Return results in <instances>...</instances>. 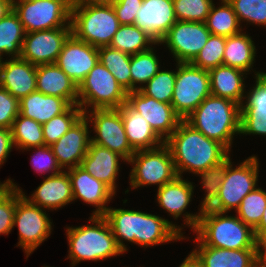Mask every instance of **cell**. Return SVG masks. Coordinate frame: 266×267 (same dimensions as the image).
Here are the masks:
<instances>
[{
	"instance_id": "cell-16",
	"label": "cell",
	"mask_w": 266,
	"mask_h": 267,
	"mask_svg": "<svg viewBox=\"0 0 266 267\" xmlns=\"http://www.w3.org/2000/svg\"><path fill=\"white\" fill-rule=\"evenodd\" d=\"M98 61V48L71 34L64 42L55 63L79 86Z\"/></svg>"
},
{
	"instance_id": "cell-18",
	"label": "cell",
	"mask_w": 266,
	"mask_h": 267,
	"mask_svg": "<svg viewBox=\"0 0 266 267\" xmlns=\"http://www.w3.org/2000/svg\"><path fill=\"white\" fill-rule=\"evenodd\" d=\"M193 183L177 176L173 181L164 184L157 189V202L162 209H165L169 216L172 215L173 219H178L183 214L184 221L188 227L194 231L198 225L202 208L199 213L190 214L186 211L189 203L193 197L194 190Z\"/></svg>"
},
{
	"instance_id": "cell-54",
	"label": "cell",
	"mask_w": 266,
	"mask_h": 267,
	"mask_svg": "<svg viewBox=\"0 0 266 267\" xmlns=\"http://www.w3.org/2000/svg\"><path fill=\"white\" fill-rule=\"evenodd\" d=\"M13 9L10 0H0V20Z\"/></svg>"
},
{
	"instance_id": "cell-34",
	"label": "cell",
	"mask_w": 266,
	"mask_h": 267,
	"mask_svg": "<svg viewBox=\"0 0 266 267\" xmlns=\"http://www.w3.org/2000/svg\"><path fill=\"white\" fill-rule=\"evenodd\" d=\"M156 41L135 25H120L114 34L110 47L134 55L149 50Z\"/></svg>"
},
{
	"instance_id": "cell-11",
	"label": "cell",
	"mask_w": 266,
	"mask_h": 267,
	"mask_svg": "<svg viewBox=\"0 0 266 267\" xmlns=\"http://www.w3.org/2000/svg\"><path fill=\"white\" fill-rule=\"evenodd\" d=\"M13 10L26 33L71 27V7L63 0L19 2L13 5Z\"/></svg>"
},
{
	"instance_id": "cell-48",
	"label": "cell",
	"mask_w": 266,
	"mask_h": 267,
	"mask_svg": "<svg viewBox=\"0 0 266 267\" xmlns=\"http://www.w3.org/2000/svg\"><path fill=\"white\" fill-rule=\"evenodd\" d=\"M19 100L0 87V127L11 129L19 114Z\"/></svg>"
},
{
	"instance_id": "cell-42",
	"label": "cell",
	"mask_w": 266,
	"mask_h": 267,
	"mask_svg": "<svg viewBox=\"0 0 266 267\" xmlns=\"http://www.w3.org/2000/svg\"><path fill=\"white\" fill-rule=\"evenodd\" d=\"M225 43L226 37L211 34L204 47L200 50L191 64L208 71L223 65Z\"/></svg>"
},
{
	"instance_id": "cell-10",
	"label": "cell",
	"mask_w": 266,
	"mask_h": 267,
	"mask_svg": "<svg viewBox=\"0 0 266 267\" xmlns=\"http://www.w3.org/2000/svg\"><path fill=\"white\" fill-rule=\"evenodd\" d=\"M176 81L171 105L175 113L185 120L211 94L208 70L191 63L176 64Z\"/></svg>"
},
{
	"instance_id": "cell-8",
	"label": "cell",
	"mask_w": 266,
	"mask_h": 267,
	"mask_svg": "<svg viewBox=\"0 0 266 267\" xmlns=\"http://www.w3.org/2000/svg\"><path fill=\"white\" fill-rule=\"evenodd\" d=\"M131 189L157 185L158 188L173 181L177 176L170 148L164 143L154 149L137 150L127 162Z\"/></svg>"
},
{
	"instance_id": "cell-22",
	"label": "cell",
	"mask_w": 266,
	"mask_h": 267,
	"mask_svg": "<svg viewBox=\"0 0 266 267\" xmlns=\"http://www.w3.org/2000/svg\"><path fill=\"white\" fill-rule=\"evenodd\" d=\"M36 71V65L22 58L1 59L0 87L20 101L37 90Z\"/></svg>"
},
{
	"instance_id": "cell-27",
	"label": "cell",
	"mask_w": 266,
	"mask_h": 267,
	"mask_svg": "<svg viewBox=\"0 0 266 267\" xmlns=\"http://www.w3.org/2000/svg\"><path fill=\"white\" fill-rule=\"evenodd\" d=\"M118 109L121 112L128 142L135 151L154 149L165 143L154 132L148 121L127 103Z\"/></svg>"
},
{
	"instance_id": "cell-19",
	"label": "cell",
	"mask_w": 266,
	"mask_h": 267,
	"mask_svg": "<svg viewBox=\"0 0 266 267\" xmlns=\"http://www.w3.org/2000/svg\"><path fill=\"white\" fill-rule=\"evenodd\" d=\"M88 119L83 115L57 142L50 147L61 169L80 166L87 154L91 137Z\"/></svg>"
},
{
	"instance_id": "cell-46",
	"label": "cell",
	"mask_w": 266,
	"mask_h": 267,
	"mask_svg": "<svg viewBox=\"0 0 266 267\" xmlns=\"http://www.w3.org/2000/svg\"><path fill=\"white\" fill-rule=\"evenodd\" d=\"M16 209V188L5 185L0 190V235H8L14 228L13 219Z\"/></svg>"
},
{
	"instance_id": "cell-56",
	"label": "cell",
	"mask_w": 266,
	"mask_h": 267,
	"mask_svg": "<svg viewBox=\"0 0 266 267\" xmlns=\"http://www.w3.org/2000/svg\"><path fill=\"white\" fill-rule=\"evenodd\" d=\"M66 2L71 8L76 6V0H63Z\"/></svg>"
},
{
	"instance_id": "cell-30",
	"label": "cell",
	"mask_w": 266,
	"mask_h": 267,
	"mask_svg": "<svg viewBox=\"0 0 266 267\" xmlns=\"http://www.w3.org/2000/svg\"><path fill=\"white\" fill-rule=\"evenodd\" d=\"M193 252L204 267H258L256 249L229 250L198 246Z\"/></svg>"
},
{
	"instance_id": "cell-23",
	"label": "cell",
	"mask_w": 266,
	"mask_h": 267,
	"mask_svg": "<svg viewBox=\"0 0 266 267\" xmlns=\"http://www.w3.org/2000/svg\"><path fill=\"white\" fill-rule=\"evenodd\" d=\"M176 21L173 0H143L134 25L159 43Z\"/></svg>"
},
{
	"instance_id": "cell-12",
	"label": "cell",
	"mask_w": 266,
	"mask_h": 267,
	"mask_svg": "<svg viewBox=\"0 0 266 267\" xmlns=\"http://www.w3.org/2000/svg\"><path fill=\"white\" fill-rule=\"evenodd\" d=\"M84 116L90 124H93L96 134L91 137V142L118 153L128 162L135 150L128 142L120 110L118 108L87 110Z\"/></svg>"
},
{
	"instance_id": "cell-39",
	"label": "cell",
	"mask_w": 266,
	"mask_h": 267,
	"mask_svg": "<svg viewBox=\"0 0 266 267\" xmlns=\"http://www.w3.org/2000/svg\"><path fill=\"white\" fill-rule=\"evenodd\" d=\"M83 115L84 112L78 105H71L64 113L43 124L45 145L51 146L57 142Z\"/></svg>"
},
{
	"instance_id": "cell-32",
	"label": "cell",
	"mask_w": 266,
	"mask_h": 267,
	"mask_svg": "<svg viewBox=\"0 0 266 267\" xmlns=\"http://www.w3.org/2000/svg\"><path fill=\"white\" fill-rule=\"evenodd\" d=\"M25 34L19 16L12 9L0 20V59L4 53L11 58H20Z\"/></svg>"
},
{
	"instance_id": "cell-20",
	"label": "cell",
	"mask_w": 266,
	"mask_h": 267,
	"mask_svg": "<svg viewBox=\"0 0 266 267\" xmlns=\"http://www.w3.org/2000/svg\"><path fill=\"white\" fill-rule=\"evenodd\" d=\"M72 186L73 198L81 199L83 202L95 206L96 210L92 215H103L108 201L116 195L106 184L97 180L86 172L81 166L66 170Z\"/></svg>"
},
{
	"instance_id": "cell-13",
	"label": "cell",
	"mask_w": 266,
	"mask_h": 267,
	"mask_svg": "<svg viewBox=\"0 0 266 267\" xmlns=\"http://www.w3.org/2000/svg\"><path fill=\"white\" fill-rule=\"evenodd\" d=\"M210 35L205 22L177 20L158 44L166 45L176 63H191Z\"/></svg>"
},
{
	"instance_id": "cell-49",
	"label": "cell",
	"mask_w": 266,
	"mask_h": 267,
	"mask_svg": "<svg viewBox=\"0 0 266 267\" xmlns=\"http://www.w3.org/2000/svg\"><path fill=\"white\" fill-rule=\"evenodd\" d=\"M143 0H116L112 6L120 25H134Z\"/></svg>"
},
{
	"instance_id": "cell-1",
	"label": "cell",
	"mask_w": 266,
	"mask_h": 267,
	"mask_svg": "<svg viewBox=\"0 0 266 267\" xmlns=\"http://www.w3.org/2000/svg\"><path fill=\"white\" fill-rule=\"evenodd\" d=\"M170 148L178 176L183 172L197 175L218 165L229 156V150L219 141L206 137L181 120L177 129L165 141Z\"/></svg>"
},
{
	"instance_id": "cell-26",
	"label": "cell",
	"mask_w": 266,
	"mask_h": 267,
	"mask_svg": "<svg viewBox=\"0 0 266 267\" xmlns=\"http://www.w3.org/2000/svg\"><path fill=\"white\" fill-rule=\"evenodd\" d=\"M37 91L65 99L70 105H78V86L56 63L37 66Z\"/></svg>"
},
{
	"instance_id": "cell-38",
	"label": "cell",
	"mask_w": 266,
	"mask_h": 267,
	"mask_svg": "<svg viewBox=\"0 0 266 267\" xmlns=\"http://www.w3.org/2000/svg\"><path fill=\"white\" fill-rule=\"evenodd\" d=\"M153 49L154 47L152 46L147 51L131 55V91L142 89L144 84L151 80L161 69L159 58Z\"/></svg>"
},
{
	"instance_id": "cell-24",
	"label": "cell",
	"mask_w": 266,
	"mask_h": 267,
	"mask_svg": "<svg viewBox=\"0 0 266 267\" xmlns=\"http://www.w3.org/2000/svg\"><path fill=\"white\" fill-rule=\"evenodd\" d=\"M21 193L30 203L45 210L53 211L74 201L71 181L66 170L45 177L31 197L26 196L22 190Z\"/></svg>"
},
{
	"instance_id": "cell-58",
	"label": "cell",
	"mask_w": 266,
	"mask_h": 267,
	"mask_svg": "<svg viewBox=\"0 0 266 267\" xmlns=\"http://www.w3.org/2000/svg\"><path fill=\"white\" fill-rule=\"evenodd\" d=\"M25 1H33V0H10L12 6H13L15 3L25 2Z\"/></svg>"
},
{
	"instance_id": "cell-55",
	"label": "cell",
	"mask_w": 266,
	"mask_h": 267,
	"mask_svg": "<svg viewBox=\"0 0 266 267\" xmlns=\"http://www.w3.org/2000/svg\"><path fill=\"white\" fill-rule=\"evenodd\" d=\"M99 4V0H76V5H93Z\"/></svg>"
},
{
	"instance_id": "cell-5",
	"label": "cell",
	"mask_w": 266,
	"mask_h": 267,
	"mask_svg": "<svg viewBox=\"0 0 266 267\" xmlns=\"http://www.w3.org/2000/svg\"><path fill=\"white\" fill-rule=\"evenodd\" d=\"M119 26L112 4L76 5L71 8L72 34L96 48L109 46Z\"/></svg>"
},
{
	"instance_id": "cell-57",
	"label": "cell",
	"mask_w": 266,
	"mask_h": 267,
	"mask_svg": "<svg viewBox=\"0 0 266 267\" xmlns=\"http://www.w3.org/2000/svg\"><path fill=\"white\" fill-rule=\"evenodd\" d=\"M116 0H99V4H113Z\"/></svg>"
},
{
	"instance_id": "cell-45",
	"label": "cell",
	"mask_w": 266,
	"mask_h": 267,
	"mask_svg": "<svg viewBox=\"0 0 266 267\" xmlns=\"http://www.w3.org/2000/svg\"><path fill=\"white\" fill-rule=\"evenodd\" d=\"M226 170V159L218 165L200 171L197 175L201 177V185L205 191V197L201 201L200 208H208L217 198Z\"/></svg>"
},
{
	"instance_id": "cell-25",
	"label": "cell",
	"mask_w": 266,
	"mask_h": 267,
	"mask_svg": "<svg viewBox=\"0 0 266 267\" xmlns=\"http://www.w3.org/2000/svg\"><path fill=\"white\" fill-rule=\"evenodd\" d=\"M120 160L126 162L118 153L90 142L87 154L80 166L94 178L106 184L116 194V179L120 170Z\"/></svg>"
},
{
	"instance_id": "cell-28",
	"label": "cell",
	"mask_w": 266,
	"mask_h": 267,
	"mask_svg": "<svg viewBox=\"0 0 266 267\" xmlns=\"http://www.w3.org/2000/svg\"><path fill=\"white\" fill-rule=\"evenodd\" d=\"M211 95L226 98L242 106L245 99V73L242 70L220 65L208 71Z\"/></svg>"
},
{
	"instance_id": "cell-52",
	"label": "cell",
	"mask_w": 266,
	"mask_h": 267,
	"mask_svg": "<svg viewBox=\"0 0 266 267\" xmlns=\"http://www.w3.org/2000/svg\"><path fill=\"white\" fill-rule=\"evenodd\" d=\"M179 267H204L202 261L199 257L192 251L188 256L183 260Z\"/></svg>"
},
{
	"instance_id": "cell-36",
	"label": "cell",
	"mask_w": 266,
	"mask_h": 267,
	"mask_svg": "<svg viewBox=\"0 0 266 267\" xmlns=\"http://www.w3.org/2000/svg\"><path fill=\"white\" fill-rule=\"evenodd\" d=\"M99 61L127 91H131V55L110 46L98 48Z\"/></svg>"
},
{
	"instance_id": "cell-7",
	"label": "cell",
	"mask_w": 266,
	"mask_h": 267,
	"mask_svg": "<svg viewBox=\"0 0 266 267\" xmlns=\"http://www.w3.org/2000/svg\"><path fill=\"white\" fill-rule=\"evenodd\" d=\"M231 156L226 158V170L215 201L208 209L218 212H230L241 204L243 198L253 191L257 185L259 162L257 156H250L235 168Z\"/></svg>"
},
{
	"instance_id": "cell-51",
	"label": "cell",
	"mask_w": 266,
	"mask_h": 267,
	"mask_svg": "<svg viewBox=\"0 0 266 267\" xmlns=\"http://www.w3.org/2000/svg\"><path fill=\"white\" fill-rule=\"evenodd\" d=\"M257 266L266 267V234L257 237L256 242Z\"/></svg>"
},
{
	"instance_id": "cell-31",
	"label": "cell",
	"mask_w": 266,
	"mask_h": 267,
	"mask_svg": "<svg viewBox=\"0 0 266 267\" xmlns=\"http://www.w3.org/2000/svg\"><path fill=\"white\" fill-rule=\"evenodd\" d=\"M256 50L252 38L242 31L226 37L223 65L242 70L248 74L254 67Z\"/></svg>"
},
{
	"instance_id": "cell-15",
	"label": "cell",
	"mask_w": 266,
	"mask_h": 267,
	"mask_svg": "<svg viewBox=\"0 0 266 267\" xmlns=\"http://www.w3.org/2000/svg\"><path fill=\"white\" fill-rule=\"evenodd\" d=\"M126 103L143 116L154 132L165 142L182 120L169 103L159 102L141 90L130 91Z\"/></svg>"
},
{
	"instance_id": "cell-17",
	"label": "cell",
	"mask_w": 266,
	"mask_h": 267,
	"mask_svg": "<svg viewBox=\"0 0 266 267\" xmlns=\"http://www.w3.org/2000/svg\"><path fill=\"white\" fill-rule=\"evenodd\" d=\"M255 85L240 109V135L266 136V73L255 71Z\"/></svg>"
},
{
	"instance_id": "cell-21",
	"label": "cell",
	"mask_w": 266,
	"mask_h": 267,
	"mask_svg": "<svg viewBox=\"0 0 266 267\" xmlns=\"http://www.w3.org/2000/svg\"><path fill=\"white\" fill-rule=\"evenodd\" d=\"M183 228L158 215L136 211L135 244L142 247L185 240Z\"/></svg>"
},
{
	"instance_id": "cell-53",
	"label": "cell",
	"mask_w": 266,
	"mask_h": 267,
	"mask_svg": "<svg viewBox=\"0 0 266 267\" xmlns=\"http://www.w3.org/2000/svg\"><path fill=\"white\" fill-rule=\"evenodd\" d=\"M256 238L262 234H266V207L264 209L262 218L258 227L254 230Z\"/></svg>"
},
{
	"instance_id": "cell-41",
	"label": "cell",
	"mask_w": 266,
	"mask_h": 267,
	"mask_svg": "<svg viewBox=\"0 0 266 267\" xmlns=\"http://www.w3.org/2000/svg\"><path fill=\"white\" fill-rule=\"evenodd\" d=\"M176 75L177 71L160 69L140 90L159 102L171 104Z\"/></svg>"
},
{
	"instance_id": "cell-4",
	"label": "cell",
	"mask_w": 266,
	"mask_h": 267,
	"mask_svg": "<svg viewBox=\"0 0 266 267\" xmlns=\"http://www.w3.org/2000/svg\"><path fill=\"white\" fill-rule=\"evenodd\" d=\"M90 221L91 225L66 227L67 259L71 260L73 267L81 261H100L124 253L102 215H91Z\"/></svg>"
},
{
	"instance_id": "cell-47",
	"label": "cell",
	"mask_w": 266,
	"mask_h": 267,
	"mask_svg": "<svg viewBox=\"0 0 266 267\" xmlns=\"http://www.w3.org/2000/svg\"><path fill=\"white\" fill-rule=\"evenodd\" d=\"M34 149L35 154L32 155L31 165L34 171L40 172L41 174L46 172H51L50 175L58 174L62 171L61 167L58 165L55 155L50 146H40L33 147L25 150Z\"/></svg>"
},
{
	"instance_id": "cell-35",
	"label": "cell",
	"mask_w": 266,
	"mask_h": 267,
	"mask_svg": "<svg viewBox=\"0 0 266 267\" xmlns=\"http://www.w3.org/2000/svg\"><path fill=\"white\" fill-rule=\"evenodd\" d=\"M205 24L212 35L229 37L243 31L236 13L227 0H221L219 7H215L213 3Z\"/></svg>"
},
{
	"instance_id": "cell-50",
	"label": "cell",
	"mask_w": 266,
	"mask_h": 267,
	"mask_svg": "<svg viewBox=\"0 0 266 267\" xmlns=\"http://www.w3.org/2000/svg\"><path fill=\"white\" fill-rule=\"evenodd\" d=\"M13 141L11 129L0 127V167L4 164L10 152L12 151Z\"/></svg>"
},
{
	"instance_id": "cell-2",
	"label": "cell",
	"mask_w": 266,
	"mask_h": 267,
	"mask_svg": "<svg viewBox=\"0 0 266 267\" xmlns=\"http://www.w3.org/2000/svg\"><path fill=\"white\" fill-rule=\"evenodd\" d=\"M196 233L197 246H210L229 250L256 249L254 230L237 216H228L204 208L201 212Z\"/></svg>"
},
{
	"instance_id": "cell-43",
	"label": "cell",
	"mask_w": 266,
	"mask_h": 267,
	"mask_svg": "<svg viewBox=\"0 0 266 267\" xmlns=\"http://www.w3.org/2000/svg\"><path fill=\"white\" fill-rule=\"evenodd\" d=\"M237 15L240 25L245 21L266 27V0H227ZM242 21V22H241Z\"/></svg>"
},
{
	"instance_id": "cell-33",
	"label": "cell",
	"mask_w": 266,
	"mask_h": 267,
	"mask_svg": "<svg viewBox=\"0 0 266 267\" xmlns=\"http://www.w3.org/2000/svg\"><path fill=\"white\" fill-rule=\"evenodd\" d=\"M102 216L111 227L119 248L123 252L128 251L124 242L128 241L135 244L136 210L109 207Z\"/></svg>"
},
{
	"instance_id": "cell-9",
	"label": "cell",
	"mask_w": 266,
	"mask_h": 267,
	"mask_svg": "<svg viewBox=\"0 0 266 267\" xmlns=\"http://www.w3.org/2000/svg\"><path fill=\"white\" fill-rule=\"evenodd\" d=\"M7 185L16 188V209L13 226L18 227L19 247L23 248L28 258L50 235L52 230L51 219L45 209L30 203L11 179L4 181ZM45 212H44V211Z\"/></svg>"
},
{
	"instance_id": "cell-29",
	"label": "cell",
	"mask_w": 266,
	"mask_h": 267,
	"mask_svg": "<svg viewBox=\"0 0 266 267\" xmlns=\"http://www.w3.org/2000/svg\"><path fill=\"white\" fill-rule=\"evenodd\" d=\"M19 103V114L42 125L71 106L61 97L45 95L37 90L23 97Z\"/></svg>"
},
{
	"instance_id": "cell-3",
	"label": "cell",
	"mask_w": 266,
	"mask_h": 267,
	"mask_svg": "<svg viewBox=\"0 0 266 267\" xmlns=\"http://www.w3.org/2000/svg\"><path fill=\"white\" fill-rule=\"evenodd\" d=\"M240 109L234 101L210 94L185 121L231 151L234 136L240 134Z\"/></svg>"
},
{
	"instance_id": "cell-44",
	"label": "cell",
	"mask_w": 266,
	"mask_h": 267,
	"mask_svg": "<svg viewBox=\"0 0 266 267\" xmlns=\"http://www.w3.org/2000/svg\"><path fill=\"white\" fill-rule=\"evenodd\" d=\"M213 0H173L175 17L179 21L205 22Z\"/></svg>"
},
{
	"instance_id": "cell-6",
	"label": "cell",
	"mask_w": 266,
	"mask_h": 267,
	"mask_svg": "<svg viewBox=\"0 0 266 267\" xmlns=\"http://www.w3.org/2000/svg\"><path fill=\"white\" fill-rule=\"evenodd\" d=\"M128 92L103 64L92 68L78 86V106L83 112L94 109H117L126 103Z\"/></svg>"
},
{
	"instance_id": "cell-14",
	"label": "cell",
	"mask_w": 266,
	"mask_h": 267,
	"mask_svg": "<svg viewBox=\"0 0 266 267\" xmlns=\"http://www.w3.org/2000/svg\"><path fill=\"white\" fill-rule=\"evenodd\" d=\"M72 27L33 31L25 34L20 58L33 65L55 63Z\"/></svg>"
},
{
	"instance_id": "cell-40",
	"label": "cell",
	"mask_w": 266,
	"mask_h": 267,
	"mask_svg": "<svg viewBox=\"0 0 266 267\" xmlns=\"http://www.w3.org/2000/svg\"><path fill=\"white\" fill-rule=\"evenodd\" d=\"M265 207L266 191L256 187L243 198L235 212L239 219L255 230L260 223Z\"/></svg>"
},
{
	"instance_id": "cell-59",
	"label": "cell",
	"mask_w": 266,
	"mask_h": 267,
	"mask_svg": "<svg viewBox=\"0 0 266 267\" xmlns=\"http://www.w3.org/2000/svg\"><path fill=\"white\" fill-rule=\"evenodd\" d=\"M6 185V183L3 181V183L2 182H0V190L4 187Z\"/></svg>"
},
{
	"instance_id": "cell-37",
	"label": "cell",
	"mask_w": 266,
	"mask_h": 267,
	"mask_svg": "<svg viewBox=\"0 0 266 267\" xmlns=\"http://www.w3.org/2000/svg\"><path fill=\"white\" fill-rule=\"evenodd\" d=\"M11 134L14 147L23 151L45 145L42 124L22 114L14 120Z\"/></svg>"
}]
</instances>
